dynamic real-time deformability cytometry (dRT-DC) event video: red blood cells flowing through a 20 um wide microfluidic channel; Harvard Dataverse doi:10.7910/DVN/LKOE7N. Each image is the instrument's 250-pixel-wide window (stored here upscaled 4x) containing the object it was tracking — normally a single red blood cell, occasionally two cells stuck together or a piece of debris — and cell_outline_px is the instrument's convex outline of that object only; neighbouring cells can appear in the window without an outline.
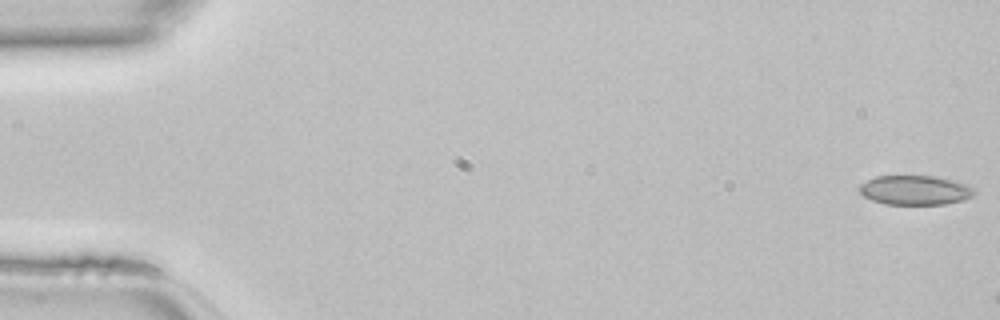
{"species": "common noctule bat (a hibernating species)", "species_latin": "Nyctalus noctula", "temperature_condition": "room temperature", "stored_images_in_passage": 7, "camera_frame_rate_fps": 3000, "um_per_image_px": 0.085, "animal": {"sex": "female", "body_mass_g": 22.7, "forearm_length_mm": 54.2}, "frame": {"image": 1, "passage_image": 1, "time_ms": 0.0, "image_size_px": [1000, 320], "cell_outline_px": [[976, 192], [972, 196], [964, 200], [944, 204], [884, 204], [872, 200], [864, 196], [860, 192], [860, 184], [876, 176], [932, 176], [952, 180], [968, 184]], "centroid_in_image_um": [77.79, 16.16], "position_along_channel_um": 7.2, "area_um2": 19.59}}